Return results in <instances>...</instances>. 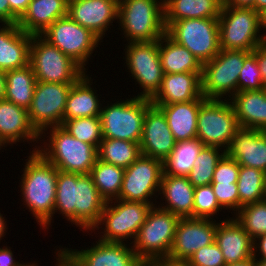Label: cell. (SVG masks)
Wrapping results in <instances>:
<instances>
[{"instance_id":"cell-1","label":"cell","mask_w":266,"mask_h":266,"mask_svg":"<svg viewBox=\"0 0 266 266\" xmlns=\"http://www.w3.org/2000/svg\"><path fill=\"white\" fill-rule=\"evenodd\" d=\"M105 204L90 174L58 170L53 216L61 214L72 226L89 233L99 223Z\"/></svg>"},{"instance_id":"cell-2","label":"cell","mask_w":266,"mask_h":266,"mask_svg":"<svg viewBox=\"0 0 266 266\" xmlns=\"http://www.w3.org/2000/svg\"><path fill=\"white\" fill-rule=\"evenodd\" d=\"M20 176L22 204L31 212L41 229H50L56 198L58 169L47 161L38 151L32 152Z\"/></svg>"},{"instance_id":"cell-3","label":"cell","mask_w":266,"mask_h":266,"mask_svg":"<svg viewBox=\"0 0 266 266\" xmlns=\"http://www.w3.org/2000/svg\"><path fill=\"white\" fill-rule=\"evenodd\" d=\"M39 142L37 151L62 172L90 174L98 158L94 145L78 140L61 126L45 129Z\"/></svg>"},{"instance_id":"cell-4","label":"cell","mask_w":266,"mask_h":266,"mask_svg":"<svg viewBox=\"0 0 266 266\" xmlns=\"http://www.w3.org/2000/svg\"><path fill=\"white\" fill-rule=\"evenodd\" d=\"M117 23L127 43L159 40L166 33L164 0H120Z\"/></svg>"},{"instance_id":"cell-5","label":"cell","mask_w":266,"mask_h":266,"mask_svg":"<svg viewBox=\"0 0 266 266\" xmlns=\"http://www.w3.org/2000/svg\"><path fill=\"white\" fill-rule=\"evenodd\" d=\"M153 206L150 203L113 199L107 201L99 223L91 233L101 229L96 237L104 242L133 244L141 225ZM103 230V231H102ZM102 234V235H101ZM130 242H128V240ZM133 239V240H132Z\"/></svg>"},{"instance_id":"cell-6","label":"cell","mask_w":266,"mask_h":266,"mask_svg":"<svg viewBox=\"0 0 266 266\" xmlns=\"http://www.w3.org/2000/svg\"><path fill=\"white\" fill-rule=\"evenodd\" d=\"M179 219L157 205L150 209L132 244L135 254L145 265L168 257Z\"/></svg>"},{"instance_id":"cell-7","label":"cell","mask_w":266,"mask_h":266,"mask_svg":"<svg viewBox=\"0 0 266 266\" xmlns=\"http://www.w3.org/2000/svg\"><path fill=\"white\" fill-rule=\"evenodd\" d=\"M102 105L100 112L103 138L138 142L142 136L144 117L152 104L150 99L133 96Z\"/></svg>"},{"instance_id":"cell-8","label":"cell","mask_w":266,"mask_h":266,"mask_svg":"<svg viewBox=\"0 0 266 266\" xmlns=\"http://www.w3.org/2000/svg\"><path fill=\"white\" fill-rule=\"evenodd\" d=\"M219 21L220 48L252 52L266 40L260 32L259 13L223 3Z\"/></svg>"},{"instance_id":"cell-9","label":"cell","mask_w":266,"mask_h":266,"mask_svg":"<svg viewBox=\"0 0 266 266\" xmlns=\"http://www.w3.org/2000/svg\"><path fill=\"white\" fill-rule=\"evenodd\" d=\"M249 53L221 49L211 61L202 64V95L206 99L230 100L238 92V77Z\"/></svg>"},{"instance_id":"cell-10","label":"cell","mask_w":266,"mask_h":266,"mask_svg":"<svg viewBox=\"0 0 266 266\" xmlns=\"http://www.w3.org/2000/svg\"><path fill=\"white\" fill-rule=\"evenodd\" d=\"M166 34L187 48L201 64L211 61L221 50L218 18H193L164 22Z\"/></svg>"},{"instance_id":"cell-11","label":"cell","mask_w":266,"mask_h":266,"mask_svg":"<svg viewBox=\"0 0 266 266\" xmlns=\"http://www.w3.org/2000/svg\"><path fill=\"white\" fill-rule=\"evenodd\" d=\"M239 128L230 100L206 99L200 105L197 138L205 146L219 147L226 151Z\"/></svg>"},{"instance_id":"cell-12","label":"cell","mask_w":266,"mask_h":266,"mask_svg":"<svg viewBox=\"0 0 266 266\" xmlns=\"http://www.w3.org/2000/svg\"><path fill=\"white\" fill-rule=\"evenodd\" d=\"M40 36L70 57L85 72L94 50L102 41L68 16L57 19Z\"/></svg>"},{"instance_id":"cell-13","label":"cell","mask_w":266,"mask_h":266,"mask_svg":"<svg viewBox=\"0 0 266 266\" xmlns=\"http://www.w3.org/2000/svg\"><path fill=\"white\" fill-rule=\"evenodd\" d=\"M125 49L122 53L126 61L125 68L129 76H132L141 92L137 97L151 99L160 89L164 76L159 56V40L151 42H130L124 44Z\"/></svg>"},{"instance_id":"cell-14","label":"cell","mask_w":266,"mask_h":266,"mask_svg":"<svg viewBox=\"0 0 266 266\" xmlns=\"http://www.w3.org/2000/svg\"><path fill=\"white\" fill-rule=\"evenodd\" d=\"M29 64L37 81L75 83L85 71L40 35H32Z\"/></svg>"},{"instance_id":"cell-15","label":"cell","mask_w":266,"mask_h":266,"mask_svg":"<svg viewBox=\"0 0 266 266\" xmlns=\"http://www.w3.org/2000/svg\"><path fill=\"white\" fill-rule=\"evenodd\" d=\"M162 176L163 161L141 154L125 168L120 195L117 199L157 205L156 199L162 198L158 197Z\"/></svg>"},{"instance_id":"cell-16","label":"cell","mask_w":266,"mask_h":266,"mask_svg":"<svg viewBox=\"0 0 266 266\" xmlns=\"http://www.w3.org/2000/svg\"><path fill=\"white\" fill-rule=\"evenodd\" d=\"M73 84L37 81L28 116L39 134L47 128L62 125L67 96Z\"/></svg>"},{"instance_id":"cell-17","label":"cell","mask_w":266,"mask_h":266,"mask_svg":"<svg viewBox=\"0 0 266 266\" xmlns=\"http://www.w3.org/2000/svg\"><path fill=\"white\" fill-rule=\"evenodd\" d=\"M215 219L180 218L168 258L188 261L200 248L215 242Z\"/></svg>"},{"instance_id":"cell-18","label":"cell","mask_w":266,"mask_h":266,"mask_svg":"<svg viewBox=\"0 0 266 266\" xmlns=\"http://www.w3.org/2000/svg\"><path fill=\"white\" fill-rule=\"evenodd\" d=\"M118 4V0H70L67 16L103 42L108 28L110 31L112 23L118 20Z\"/></svg>"},{"instance_id":"cell-19","label":"cell","mask_w":266,"mask_h":266,"mask_svg":"<svg viewBox=\"0 0 266 266\" xmlns=\"http://www.w3.org/2000/svg\"><path fill=\"white\" fill-rule=\"evenodd\" d=\"M66 249L81 266H145L135 254L132 245L126 242H104L98 239L90 248Z\"/></svg>"},{"instance_id":"cell-20","label":"cell","mask_w":266,"mask_h":266,"mask_svg":"<svg viewBox=\"0 0 266 266\" xmlns=\"http://www.w3.org/2000/svg\"><path fill=\"white\" fill-rule=\"evenodd\" d=\"M22 141L30 146L33 142L32 152L38 150L40 134L31 125L28 110L6 99L0 101V149Z\"/></svg>"},{"instance_id":"cell-21","label":"cell","mask_w":266,"mask_h":266,"mask_svg":"<svg viewBox=\"0 0 266 266\" xmlns=\"http://www.w3.org/2000/svg\"><path fill=\"white\" fill-rule=\"evenodd\" d=\"M175 143L163 111L151 104L146 110L140 139L142 155L164 161Z\"/></svg>"},{"instance_id":"cell-22","label":"cell","mask_w":266,"mask_h":266,"mask_svg":"<svg viewBox=\"0 0 266 266\" xmlns=\"http://www.w3.org/2000/svg\"><path fill=\"white\" fill-rule=\"evenodd\" d=\"M215 242L226 265L253 258V239L234 216L217 222Z\"/></svg>"},{"instance_id":"cell-23","label":"cell","mask_w":266,"mask_h":266,"mask_svg":"<svg viewBox=\"0 0 266 266\" xmlns=\"http://www.w3.org/2000/svg\"><path fill=\"white\" fill-rule=\"evenodd\" d=\"M225 153L239 165L266 173V131L240 127Z\"/></svg>"},{"instance_id":"cell-24","label":"cell","mask_w":266,"mask_h":266,"mask_svg":"<svg viewBox=\"0 0 266 266\" xmlns=\"http://www.w3.org/2000/svg\"><path fill=\"white\" fill-rule=\"evenodd\" d=\"M202 72L164 73L160 89L150 99L153 105L193 101L202 96Z\"/></svg>"},{"instance_id":"cell-25","label":"cell","mask_w":266,"mask_h":266,"mask_svg":"<svg viewBox=\"0 0 266 266\" xmlns=\"http://www.w3.org/2000/svg\"><path fill=\"white\" fill-rule=\"evenodd\" d=\"M31 40L32 35L22 31L17 24H1L0 70L6 72L27 66Z\"/></svg>"},{"instance_id":"cell-26","label":"cell","mask_w":266,"mask_h":266,"mask_svg":"<svg viewBox=\"0 0 266 266\" xmlns=\"http://www.w3.org/2000/svg\"><path fill=\"white\" fill-rule=\"evenodd\" d=\"M194 190L188 177L163 175L159 196L165 203L157 202V206L179 218H193Z\"/></svg>"},{"instance_id":"cell-27","label":"cell","mask_w":266,"mask_h":266,"mask_svg":"<svg viewBox=\"0 0 266 266\" xmlns=\"http://www.w3.org/2000/svg\"><path fill=\"white\" fill-rule=\"evenodd\" d=\"M89 76L90 74L85 72L69 90L63 120L100 116L102 105L105 103L99 99L98 90Z\"/></svg>"},{"instance_id":"cell-28","label":"cell","mask_w":266,"mask_h":266,"mask_svg":"<svg viewBox=\"0 0 266 266\" xmlns=\"http://www.w3.org/2000/svg\"><path fill=\"white\" fill-rule=\"evenodd\" d=\"M68 0H31L18 27L31 35L42 34L57 19L67 16Z\"/></svg>"},{"instance_id":"cell-29","label":"cell","mask_w":266,"mask_h":266,"mask_svg":"<svg viewBox=\"0 0 266 266\" xmlns=\"http://www.w3.org/2000/svg\"><path fill=\"white\" fill-rule=\"evenodd\" d=\"M205 100L202 95L193 101L156 105L163 111L176 142L197 138V117Z\"/></svg>"},{"instance_id":"cell-30","label":"cell","mask_w":266,"mask_h":266,"mask_svg":"<svg viewBox=\"0 0 266 266\" xmlns=\"http://www.w3.org/2000/svg\"><path fill=\"white\" fill-rule=\"evenodd\" d=\"M230 100L240 127L266 131V88L240 91Z\"/></svg>"},{"instance_id":"cell-31","label":"cell","mask_w":266,"mask_h":266,"mask_svg":"<svg viewBox=\"0 0 266 266\" xmlns=\"http://www.w3.org/2000/svg\"><path fill=\"white\" fill-rule=\"evenodd\" d=\"M222 0H164V22L193 18H219Z\"/></svg>"},{"instance_id":"cell-32","label":"cell","mask_w":266,"mask_h":266,"mask_svg":"<svg viewBox=\"0 0 266 266\" xmlns=\"http://www.w3.org/2000/svg\"><path fill=\"white\" fill-rule=\"evenodd\" d=\"M159 56L166 74L202 72V64L199 60L166 33L159 39Z\"/></svg>"},{"instance_id":"cell-33","label":"cell","mask_w":266,"mask_h":266,"mask_svg":"<svg viewBox=\"0 0 266 266\" xmlns=\"http://www.w3.org/2000/svg\"><path fill=\"white\" fill-rule=\"evenodd\" d=\"M5 77V99L28 110L30 108L37 83L32 66L28 64L22 68L6 71Z\"/></svg>"},{"instance_id":"cell-34","label":"cell","mask_w":266,"mask_h":266,"mask_svg":"<svg viewBox=\"0 0 266 266\" xmlns=\"http://www.w3.org/2000/svg\"><path fill=\"white\" fill-rule=\"evenodd\" d=\"M204 146L198 138L177 141L163 161V175L188 177L194 161Z\"/></svg>"},{"instance_id":"cell-35","label":"cell","mask_w":266,"mask_h":266,"mask_svg":"<svg viewBox=\"0 0 266 266\" xmlns=\"http://www.w3.org/2000/svg\"><path fill=\"white\" fill-rule=\"evenodd\" d=\"M98 159L122 168L130 166L142 153L140 143L103 138L97 149Z\"/></svg>"},{"instance_id":"cell-36","label":"cell","mask_w":266,"mask_h":266,"mask_svg":"<svg viewBox=\"0 0 266 266\" xmlns=\"http://www.w3.org/2000/svg\"><path fill=\"white\" fill-rule=\"evenodd\" d=\"M125 169L96 159L90 172L100 195L107 201L117 199L124 178Z\"/></svg>"},{"instance_id":"cell-37","label":"cell","mask_w":266,"mask_h":266,"mask_svg":"<svg viewBox=\"0 0 266 266\" xmlns=\"http://www.w3.org/2000/svg\"><path fill=\"white\" fill-rule=\"evenodd\" d=\"M237 187L239 210L244 205L265 200L266 173L257 168L240 165Z\"/></svg>"},{"instance_id":"cell-38","label":"cell","mask_w":266,"mask_h":266,"mask_svg":"<svg viewBox=\"0 0 266 266\" xmlns=\"http://www.w3.org/2000/svg\"><path fill=\"white\" fill-rule=\"evenodd\" d=\"M224 154L222 148L204 146L193 163L189 182L194 187L211 185L216 165Z\"/></svg>"},{"instance_id":"cell-39","label":"cell","mask_w":266,"mask_h":266,"mask_svg":"<svg viewBox=\"0 0 266 266\" xmlns=\"http://www.w3.org/2000/svg\"><path fill=\"white\" fill-rule=\"evenodd\" d=\"M61 127L78 140L94 145L97 149L103 140L100 116L63 120Z\"/></svg>"},{"instance_id":"cell-40","label":"cell","mask_w":266,"mask_h":266,"mask_svg":"<svg viewBox=\"0 0 266 266\" xmlns=\"http://www.w3.org/2000/svg\"><path fill=\"white\" fill-rule=\"evenodd\" d=\"M234 217L253 240L266 234V199L242 206Z\"/></svg>"},{"instance_id":"cell-41","label":"cell","mask_w":266,"mask_h":266,"mask_svg":"<svg viewBox=\"0 0 266 266\" xmlns=\"http://www.w3.org/2000/svg\"><path fill=\"white\" fill-rule=\"evenodd\" d=\"M222 210L211 185L195 187L193 218L215 219Z\"/></svg>"},{"instance_id":"cell-42","label":"cell","mask_w":266,"mask_h":266,"mask_svg":"<svg viewBox=\"0 0 266 266\" xmlns=\"http://www.w3.org/2000/svg\"><path fill=\"white\" fill-rule=\"evenodd\" d=\"M265 86L256 60V49L250 52L245 58L243 67L238 77V92L262 90Z\"/></svg>"},{"instance_id":"cell-43","label":"cell","mask_w":266,"mask_h":266,"mask_svg":"<svg viewBox=\"0 0 266 266\" xmlns=\"http://www.w3.org/2000/svg\"><path fill=\"white\" fill-rule=\"evenodd\" d=\"M211 186L219 205L227 212L232 211L234 216L239 211L237 183L211 182Z\"/></svg>"},{"instance_id":"cell-44","label":"cell","mask_w":266,"mask_h":266,"mask_svg":"<svg viewBox=\"0 0 266 266\" xmlns=\"http://www.w3.org/2000/svg\"><path fill=\"white\" fill-rule=\"evenodd\" d=\"M189 266H226L216 242L197 250L188 260Z\"/></svg>"},{"instance_id":"cell-45","label":"cell","mask_w":266,"mask_h":266,"mask_svg":"<svg viewBox=\"0 0 266 266\" xmlns=\"http://www.w3.org/2000/svg\"><path fill=\"white\" fill-rule=\"evenodd\" d=\"M239 170L237 161L225 153L216 165L212 182L237 183Z\"/></svg>"},{"instance_id":"cell-46","label":"cell","mask_w":266,"mask_h":266,"mask_svg":"<svg viewBox=\"0 0 266 266\" xmlns=\"http://www.w3.org/2000/svg\"><path fill=\"white\" fill-rule=\"evenodd\" d=\"M10 4V24H17L18 20L28 9L31 0H8Z\"/></svg>"},{"instance_id":"cell-47","label":"cell","mask_w":266,"mask_h":266,"mask_svg":"<svg viewBox=\"0 0 266 266\" xmlns=\"http://www.w3.org/2000/svg\"><path fill=\"white\" fill-rule=\"evenodd\" d=\"M54 253L57 260L54 264L55 266H81V264L65 247L63 248L62 246H59V249L56 248Z\"/></svg>"},{"instance_id":"cell-48","label":"cell","mask_w":266,"mask_h":266,"mask_svg":"<svg viewBox=\"0 0 266 266\" xmlns=\"http://www.w3.org/2000/svg\"><path fill=\"white\" fill-rule=\"evenodd\" d=\"M14 253L11 250V247H8L4 245L0 248V266H27L30 264V262L27 261V263L22 262L20 263V260L17 261L13 257Z\"/></svg>"},{"instance_id":"cell-49","label":"cell","mask_w":266,"mask_h":266,"mask_svg":"<svg viewBox=\"0 0 266 266\" xmlns=\"http://www.w3.org/2000/svg\"><path fill=\"white\" fill-rule=\"evenodd\" d=\"M256 60L259 65L262 82L266 88V41L256 48Z\"/></svg>"},{"instance_id":"cell-50","label":"cell","mask_w":266,"mask_h":266,"mask_svg":"<svg viewBox=\"0 0 266 266\" xmlns=\"http://www.w3.org/2000/svg\"><path fill=\"white\" fill-rule=\"evenodd\" d=\"M253 259H266V234L253 240Z\"/></svg>"},{"instance_id":"cell-51","label":"cell","mask_w":266,"mask_h":266,"mask_svg":"<svg viewBox=\"0 0 266 266\" xmlns=\"http://www.w3.org/2000/svg\"><path fill=\"white\" fill-rule=\"evenodd\" d=\"M145 266H189L188 261L173 260L171 258H158L150 261Z\"/></svg>"},{"instance_id":"cell-52","label":"cell","mask_w":266,"mask_h":266,"mask_svg":"<svg viewBox=\"0 0 266 266\" xmlns=\"http://www.w3.org/2000/svg\"><path fill=\"white\" fill-rule=\"evenodd\" d=\"M0 23L10 24V4L8 0H0Z\"/></svg>"},{"instance_id":"cell-53","label":"cell","mask_w":266,"mask_h":266,"mask_svg":"<svg viewBox=\"0 0 266 266\" xmlns=\"http://www.w3.org/2000/svg\"><path fill=\"white\" fill-rule=\"evenodd\" d=\"M255 0H226L225 5L236 7V8H253Z\"/></svg>"},{"instance_id":"cell-54","label":"cell","mask_w":266,"mask_h":266,"mask_svg":"<svg viewBox=\"0 0 266 266\" xmlns=\"http://www.w3.org/2000/svg\"><path fill=\"white\" fill-rule=\"evenodd\" d=\"M5 96H6L5 71L0 70V101L5 100Z\"/></svg>"},{"instance_id":"cell-55","label":"cell","mask_w":266,"mask_h":266,"mask_svg":"<svg viewBox=\"0 0 266 266\" xmlns=\"http://www.w3.org/2000/svg\"><path fill=\"white\" fill-rule=\"evenodd\" d=\"M259 20H260V30L262 32V30L264 29L262 35L266 40V8L259 13Z\"/></svg>"},{"instance_id":"cell-56","label":"cell","mask_w":266,"mask_h":266,"mask_svg":"<svg viewBox=\"0 0 266 266\" xmlns=\"http://www.w3.org/2000/svg\"><path fill=\"white\" fill-rule=\"evenodd\" d=\"M5 218L6 217H3V214H1V212H0V242L6 236L5 234H7L6 232H7L8 227H7V223H6L7 221H5L7 219H5Z\"/></svg>"},{"instance_id":"cell-57","label":"cell","mask_w":266,"mask_h":266,"mask_svg":"<svg viewBox=\"0 0 266 266\" xmlns=\"http://www.w3.org/2000/svg\"><path fill=\"white\" fill-rule=\"evenodd\" d=\"M226 266H256V261L253 258H250L245 261L228 264Z\"/></svg>"},{"instance_id":"cell-58","label":"cell","mask_w":266,"mask_h":266,"mask_svg":"<svg viewBox=\"0 0 266 266\" xmlns=\"http://www.w3.org/2000/svg\"><path fill=\"white\" fill-rule=\"evenodd\" d=\"M266 8V0H255L254 1V10L260 13Z\"/></svg>"},{"instance_id":"cell-59","label":"cell","mask_w":266,"mask_h":266,"mask_svg":"<svg viewBox=\"0 0 266 266\" xmlns=\"http://www.w3.org/2000/svg\"><path fill=\"white\" fill-rule=\"evenodd\" d=\"M256 261V266H266V259H254Z\"/></svg>"},{"instance_id":"cell-60","label":"cell","mask_w":266,"mask_h":266,"mask_svg":"<svg viewBox=\"0 0 266 266\" xmlns=\"http://www.w3.org/2000/svg\"><path fill=\"white\" fill-rule=\"evenodd\" d=\"M36 261H34L33 263L32 262H30V264H28L27 266H39L38 264H37V262L35 263Z\"/></svg>"}]
</instances>
